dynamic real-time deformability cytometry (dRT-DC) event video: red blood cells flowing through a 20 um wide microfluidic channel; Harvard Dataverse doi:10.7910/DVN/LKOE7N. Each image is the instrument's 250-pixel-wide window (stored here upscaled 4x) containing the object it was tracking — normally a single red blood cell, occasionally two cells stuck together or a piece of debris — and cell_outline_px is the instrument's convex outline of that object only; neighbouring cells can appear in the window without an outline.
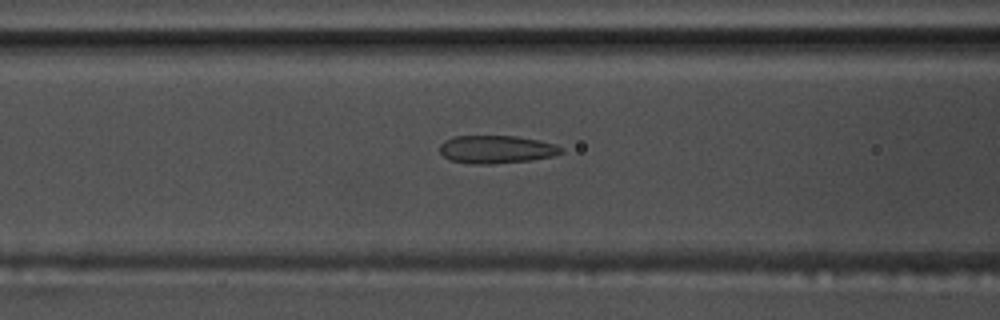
{"species": "common noctule bat (a hibernating species)", "species_latin": "Nyctalus noctula", "temperature_condition": "warm", "stored_images_in_passage": 41, "camera_frame_rate_fps": 3000, "um_per_image_px": 0.085, "animal": {"sex": "male", "body_mass_g": 17.5, "forearm_length_mm": 52.3}, "frame": {"image": 1, "passage_image": 14, "time_ms": 4.333, "image_size_px": [1000, 320], "cell_outline_px": [[564, 152], [552, 156], [532, 160], [492, 164], [468, 164], [452, 160], [444, 156], [440, 152], [440, 144], [444, 140], [452, 136], [516, 136], [556, 144], [564, 148]], "centroid_in_image_um": [42.19, 12.7], "position_along_channel_um": 124.4, "area_um2": 19.88}}
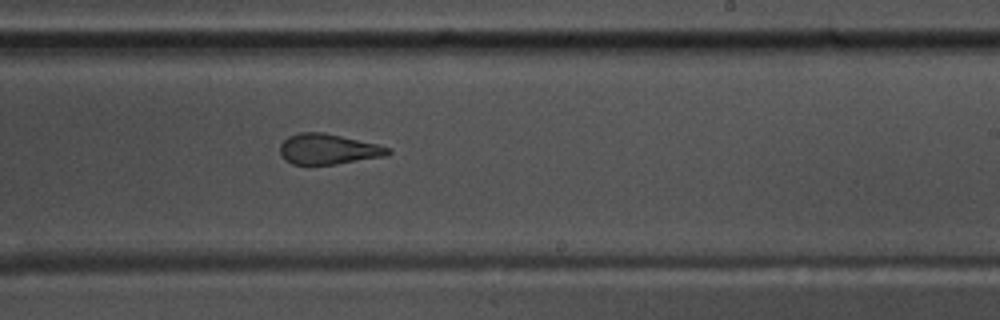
{"frame": {"image": 2, "passage_image": 25, "time_ms": 8.0, "image_size_px": [1000, 320], "cell_outline_px": [[392, 152], [388, 156], [336, 164], [292, 164], [284, 160], [280, 152], [280, 144], [288, 136], [300, 132], [324, 132], [376, 144], [388, 148]], "centroid_in_image_um": [27.88, 12.68], "position_along_channel_um": 261.1, "area_um2": 19.13}}
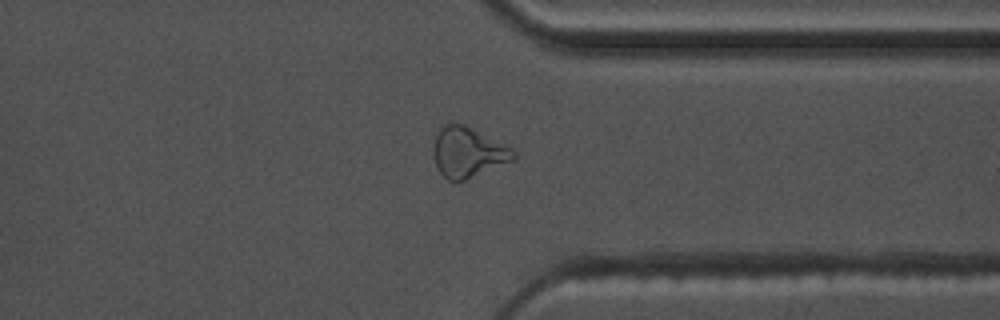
{"frame": {"image": 3, "passage_image": 34, "time_ms": 11.0, "image_size_px": [1000, 320], "cell_outline_px": [[516, 156], [512, 160], [464, 180], [448, 180], [436, 168], [432, 156], [432, 148], [436, 136], [440, 128], [444, 124], [456, 120], [512, 148], [516, 152]], "centroid_in_image_um": [39.71, 12.9], "position_along_channel_um": 371.7, "area_um2": 23.41}}